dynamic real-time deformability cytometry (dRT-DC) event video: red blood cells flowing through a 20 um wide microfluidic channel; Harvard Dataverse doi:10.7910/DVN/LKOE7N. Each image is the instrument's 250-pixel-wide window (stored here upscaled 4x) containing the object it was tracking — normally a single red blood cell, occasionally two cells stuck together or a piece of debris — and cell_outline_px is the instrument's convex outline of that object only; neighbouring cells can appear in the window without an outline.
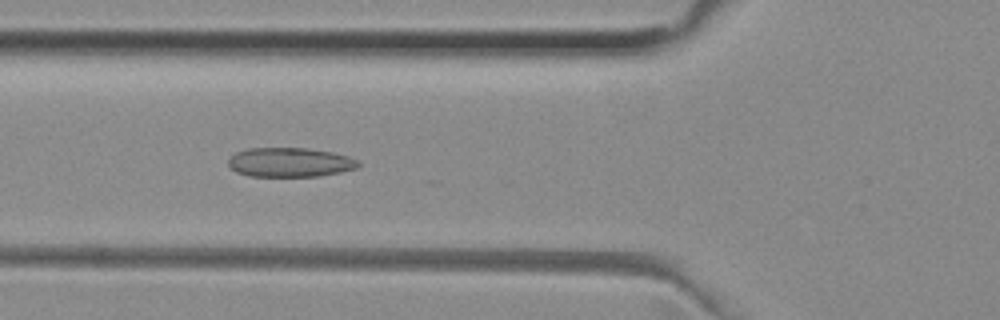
{"species": "common noctule bat (a hibernating species)", "species_latin": "Nyctalus noctula", "temperature_condition": "room temperature", "stored_images_in_passage": 18, "camera_frame_rate_fps": 3000, "um_per_image_px": 0.085, "animal": {"sex": "female", "body_mass_g": 29.2, "forearm_length_mm": 56.3}, "frame": {"image": 1, "passage_image": 12, "time_ms": 3.667, "image_size_px": [1000, 320], "cell_outline_px": [[360, 164], [356, 168], [340, 172], [320, 176], [248, 176], [236, 172], [228, 164], [228, 160], [236, 152], [248, 148], [308, 148], [332, 152], [348, 156], [360, 160]], "centroid_in_image_um": [24.66, 13.79], "position_along_channel_um": 101.1, "area_um2": 22.25}}
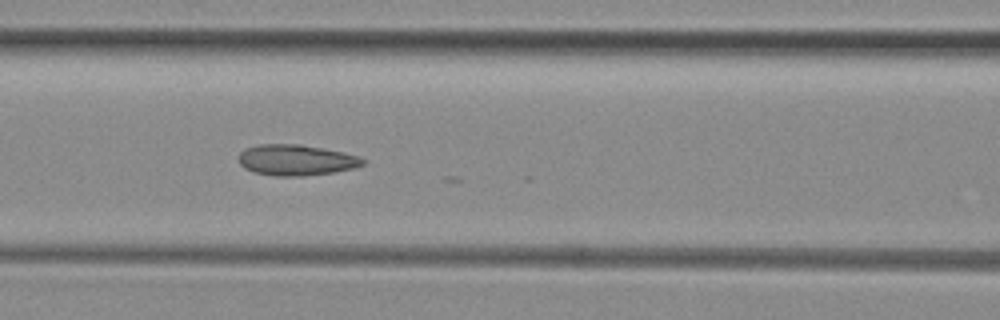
{"frame": {"image": 2, "passage_image": 15, "time_ms": 4.667, "image_size_px": [1000, 320], "cell_outline_px": [[368, 160], [364, 164], [356, 168], [332, 172], [304, 176], [272, 176], [252, 172], [244, 168], [240, 164], [240, 152], [244, 148], [260, 144], [300, 144], [344, 152], [360, 156]], "centroid_in_image_um": [25.2, 13.6], "position_along_channel_um": 141.4, "area_um2": 22.6}}